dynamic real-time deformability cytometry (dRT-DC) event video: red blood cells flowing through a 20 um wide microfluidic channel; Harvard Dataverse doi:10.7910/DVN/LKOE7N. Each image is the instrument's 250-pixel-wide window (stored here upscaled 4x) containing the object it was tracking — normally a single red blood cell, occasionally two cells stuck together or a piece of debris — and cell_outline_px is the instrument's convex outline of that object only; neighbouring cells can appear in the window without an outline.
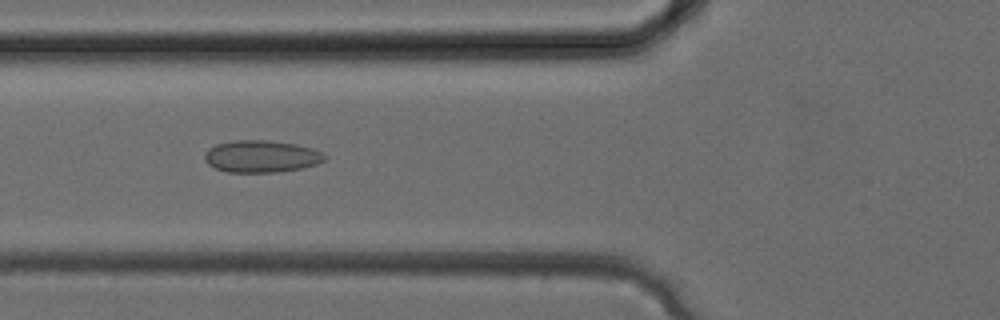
{"species": "common noctule bat (a hibernating species)", "species_latin": "Nyctalus noctula", "temperature_condition": "cold", "stored_images_in_passage": 26, "camera_frame_rate_fps": 3000, "um_per_image_px": 0.085, "animal": {"sex": "female", "body_mass_g": 24.6, "forearm_length_mm": 56.2}, "frame": {"image": 1, "passage_image": 6, "time_ms": 1.667, "image_size_px": [1000, 320], "cell_outline_px": [[328, 156], [324, 160], [316, 164], [300, 168], [280, 172], [228, 172], [216, 168], [208, 164], [204, 160], [204, 152], [208, 148], [216, 144], [232, 140], [268, 140], [296, 144], [312, 148], [324, 152]], "centroid_in_image_um": [22.21, 13.28], "position_along_channel_um": 103.6, "area_um2": 22.66}}
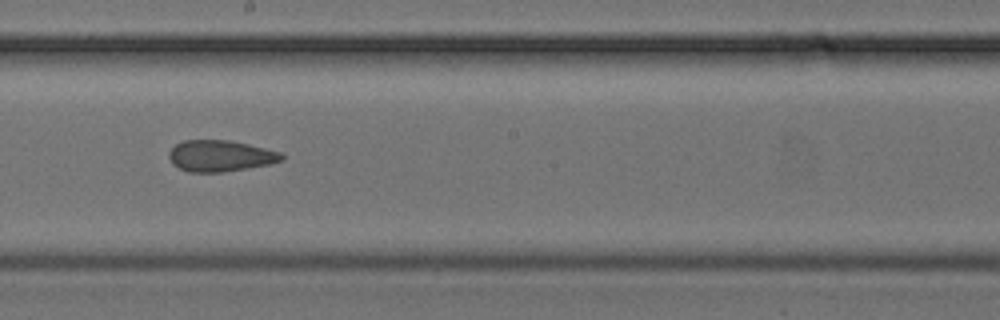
{"frame": {"image": 2, "passage_image": 12, "time_ms": 3.667, "image_size_px": [1000, 320], "cell_outline_px": [[284, 160], [268, 164], [220, 172], [188, 172], [172, 164], [168, 156], [168, 152], [176, 144], [184, 140], [228, 140], [248, 144], [280, 152], [284, 156]], "centroid_in_image_um": [18.69, 13.24], "position_along_channel_um": 229.5, "area_um2": 20.35}}
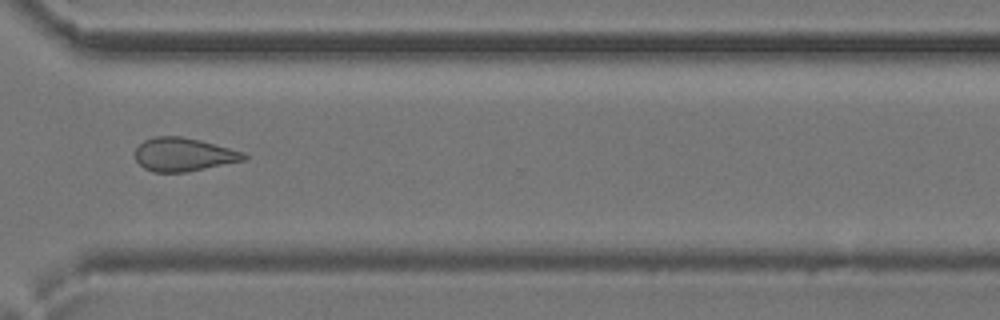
{"frame": {"image": 3, "passage_image": 18, "time_ms": 5.667, "image_size_px": [1000, 320], "cell_outline_px": [[248, 156], [244, 160], [188, 172], [152, 172], [144, 168], [136, 160], [136, 148], [144, 140], [156, 136], [184, 136], [200, 140], [244, 152]], "centroid_in_image_um": [15.6, 13.13], "position_along_channel_um": 355.0, "area_um2": 21.15}}